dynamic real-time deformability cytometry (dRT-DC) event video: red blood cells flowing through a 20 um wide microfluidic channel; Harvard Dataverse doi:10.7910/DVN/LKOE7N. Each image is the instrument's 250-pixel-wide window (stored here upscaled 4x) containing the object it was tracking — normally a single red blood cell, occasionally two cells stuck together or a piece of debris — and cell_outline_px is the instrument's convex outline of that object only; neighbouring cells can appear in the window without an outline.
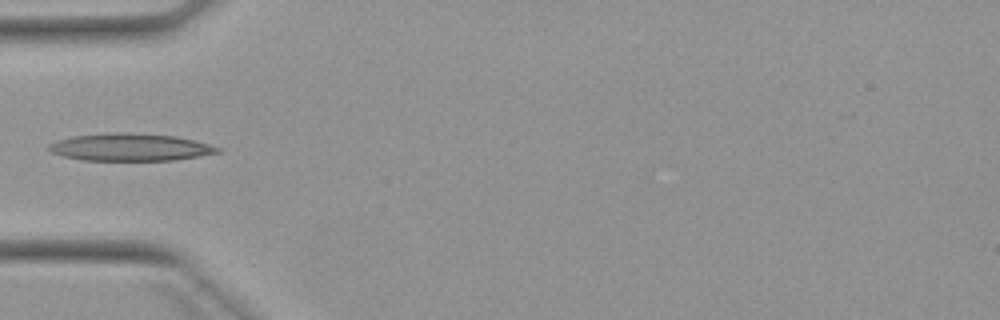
{"species": "Egyptian fruit bat (a non-hibernating species)", "species_latin": "Rousettus aegyptiacus", "temperature_condition": "warm", "stored_images_in_passage": 5, "camera_frame_rate_fps": 3000, "um_per_image_px": 0.085, "animal": {"sex": "female"}, "frame": {"image": 1, "passage_image": 5, "time_ms": 5.0, "image_size_px": [1000, 320], "cell_outline_px": [[224, 148], [220, 152], [200, 156], [176, 160], [80, 160], [64, 156], [52, 152], [48, 148], [48, 144], [56, 140], [72, 136], [104, 132], [124, 132], [176, 136]], "centroid_in_image_um": [11.06, 12.5], "position_along_channel_um": 73.9, "area_um2": 27.11}}